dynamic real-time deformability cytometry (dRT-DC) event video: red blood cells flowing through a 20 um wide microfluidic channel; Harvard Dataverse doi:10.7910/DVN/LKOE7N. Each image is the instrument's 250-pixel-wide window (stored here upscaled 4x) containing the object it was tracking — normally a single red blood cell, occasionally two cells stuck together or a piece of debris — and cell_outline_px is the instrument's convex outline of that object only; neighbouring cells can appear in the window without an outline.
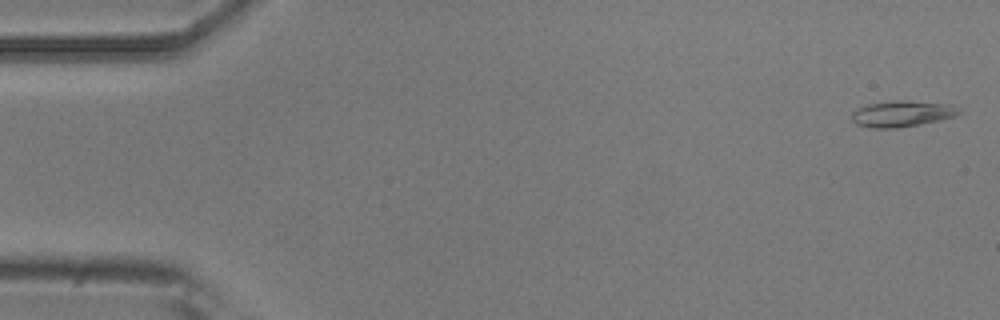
{"species": "common noctule bat (a hibernating species)", "species_latin": "Nyctalus noctula", "temperature_condition": "room temperature", "stored_images_in_passage": 5, "camera_frame_rate_fps": 3000, "um_per_image_px": 0.085, "animal": {"sex": "male", "body_mass_g": 20.5, "forearm_length_mm": 52.5}, "frame": {"image": 1, "passage_image": 1, "time_ms": 0.0, "image_size_px": [1000, 320], "cell_outline_px": [[960, 112], [956, 116], [940, 120], [920, 124], [896, 128], [872, 128], [856, 124], [852, 120], [852, 112], [856, 108], [868, 104], [896, 100], [908, 100], [952, 104], [960, 108]], "centroid_in_image_um": [76.69, 9.66], "position_along_channel_um": 8.3, "area_um2": 16.47}}